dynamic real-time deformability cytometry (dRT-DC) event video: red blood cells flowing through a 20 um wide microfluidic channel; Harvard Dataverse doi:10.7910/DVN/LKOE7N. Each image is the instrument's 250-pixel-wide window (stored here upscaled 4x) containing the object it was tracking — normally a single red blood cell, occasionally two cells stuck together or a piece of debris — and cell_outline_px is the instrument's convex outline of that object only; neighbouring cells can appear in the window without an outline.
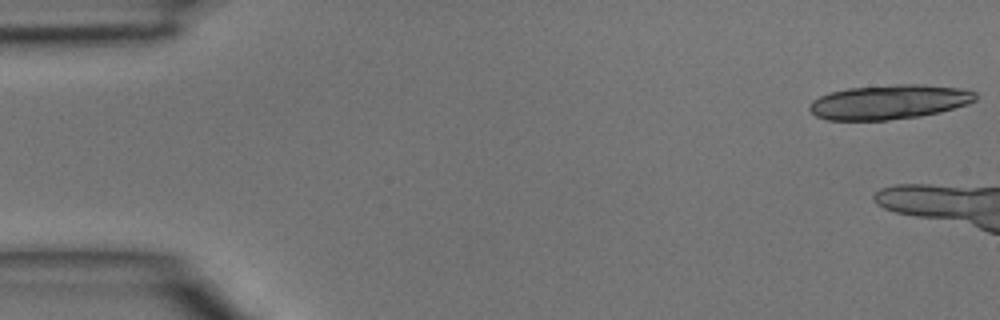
{"species": "common noctule bat (a hibernating species)", "species_latin": "Nyctalus noctula", "temperature_condition": "room temperature", "stored_images_in_passage": 5, "camera_frame_rate_fps": 3000, "um_per_image_px": 0.085, "animal": {"sex": "male", "body_mass_g": 15.6}, "frame": {"image": 1, "passage_image": 1, "time_ms": 0.0, "image_size_px": [1000, 320], "cell_outline_px": [[976, 100], [968, 104], [940, 112], [920, 116], [888, 120], [828, 120], [816, 116], [808, 108], [808, 104], [812, 100], [828, 92], [848, 88], [900, 84], [924, 84], [960, 88], [976, 92]], "centroid_in_image_um": [75.56, 8.66], "position_along_channel_um": 9.4, "area_um2": 33.52}}